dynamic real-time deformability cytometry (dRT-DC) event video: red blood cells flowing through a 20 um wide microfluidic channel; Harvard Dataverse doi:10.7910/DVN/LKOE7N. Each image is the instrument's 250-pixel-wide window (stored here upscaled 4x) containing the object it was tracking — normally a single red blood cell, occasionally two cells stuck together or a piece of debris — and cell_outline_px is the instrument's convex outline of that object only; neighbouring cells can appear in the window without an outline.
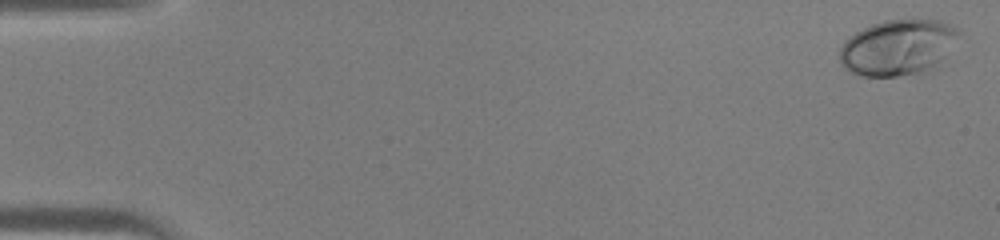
{"species": "human", "species_latin": "Homo sapiens", "temperature_condition": "warm", "stored_images_in_passage": 46, "camera_frame_rate_fps": 3000, "um_per_image_px": 0.085, "donor": {"sex": "male"}, "frame": {"image": 1, "passage_image": 1, "time_ms": 0.0, "image_size_px": [1000, 240], "cell_outline_px": [[960, 32], [940, 68], [896, 76], [860, 76], [848, 72], [844, 68], [840, 60], [840, 48], [844, 40], [856, 32], [872, 24], [884, 20], [940, 20], [956, 28]], "centroid_in_image_um": [76.32, 4.05], "position_along_channel_um": 8.7, "area_um2": 38.9}}
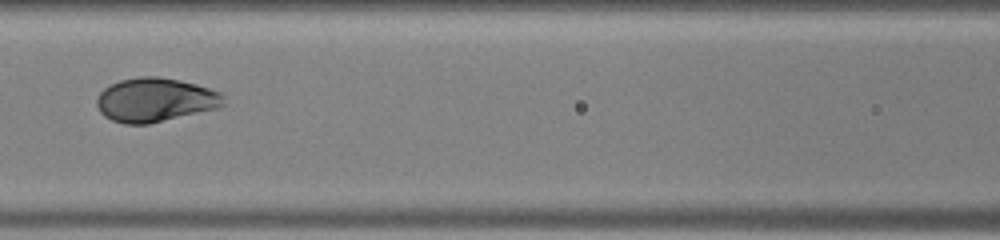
{"frame": {"image": 2, "passage_image": 21, "time_ms": 6.667, "image_size_px": [1000, 240], "cell_outline_px": [[224, 104], [216, 108], [148, 124], [124, 124], [112, 120], [104, 116], [100, 112], [96, 104], [96, 96], [104, 88], [120, 80], [140, 76], [156, 76], [180, 80], [196, 84], [220, 92], [224, 96]], "centroid_in_image_um": [13.15, 8.48], "position_along_channel_um": 153.4, "area_um2": 32.37}}
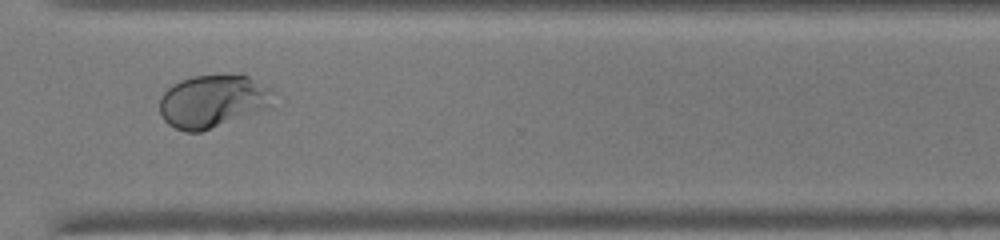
{"frame": {"image": 3, "passage_image": 34, "time_ms": 11.0, "image_size_px": [1000, 240], "cell_outline_px": [[276, 108], [200, 132], [184, 132], [168, 124], [164, 120], [160, 112], [160, 96], [172, 84], [180, 80], [192, 76], [240, 72], [244, 72], [276, 92]], "centroid_in_image_um": [18.22, 8.58], "position_along_channel_um": 352.4, "area_um2": 36.82}}